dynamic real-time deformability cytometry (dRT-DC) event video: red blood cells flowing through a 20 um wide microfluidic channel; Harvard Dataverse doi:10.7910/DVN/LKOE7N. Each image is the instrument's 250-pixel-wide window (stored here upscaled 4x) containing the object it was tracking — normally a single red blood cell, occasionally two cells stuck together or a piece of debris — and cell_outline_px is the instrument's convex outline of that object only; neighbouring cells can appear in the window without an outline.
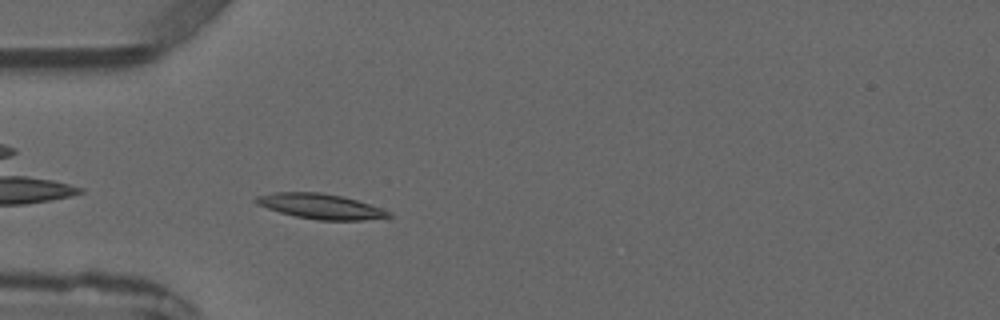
{"species": "common noctule bat (a hibernating species)", "species_latin": "Nyctalus noctula", "temperature_condition": "warm", "stored_images_in_passage": 5, "camera_frame_rate_fps": 3000, "um_per_image_px": 0.085, "animal": {"sex": "male", "forearm_length_mm": 52.5}, "frame": {"image": 1, "passage_image": 5, "time_ms": 6.333, "image_size_px": [1000, 320], "cell_outline_px": [[392, 216], [364, 220], [320, 220], [296, 216], [280, 212], [256, 204], [252, 200], [256, 196], [276, 192], [320, 192], [340, 196], [356, 200], [392, 212]], "centroid_in_image_um": [27.21, 17.53], "position_along_channel_um": 57.8, "area_um2": 19.19}}